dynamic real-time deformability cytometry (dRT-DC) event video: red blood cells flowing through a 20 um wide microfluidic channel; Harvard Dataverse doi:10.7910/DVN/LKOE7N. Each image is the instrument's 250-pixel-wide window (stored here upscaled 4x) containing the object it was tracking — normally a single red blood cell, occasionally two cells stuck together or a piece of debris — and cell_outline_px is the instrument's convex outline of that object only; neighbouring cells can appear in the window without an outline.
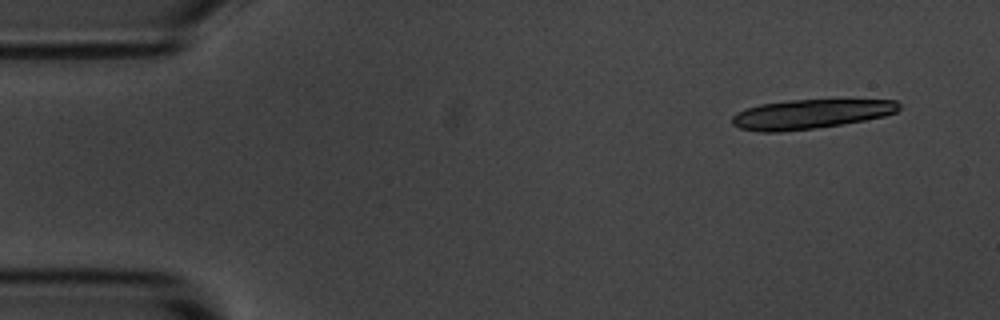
{"species": "common noctule bat (a hibernating species)", "species_latin": "Nyctalus noctula", "temperature_condition": "room temperature", "stored_images_in_passage": 4, "camera_frame_rate_fps": 3000, "um_per_image_px": 0.085, "animal": {"sex": "male", "body_mass_g": 20.1, "forearm_length_mm": 53.5}, "frame": {"image": 1, "passage_image": 1, "time_ms": 0.0, "image_size_px": [1000, 320], "cell_outline_px": [[900, 108], [896, 112], [884, 116], [864, 120], [840, 124], [812, 128], [780, 132], [756, 132], [740, 128], [732, 124], [732, 116], [736, 112], [760, 104], [788, 100], [896, 100], [900, 104]], "centroid_in_image_um": [68.85, 9.7], "position_along_channel_um": 16.1, "area_um2": 28.38}}